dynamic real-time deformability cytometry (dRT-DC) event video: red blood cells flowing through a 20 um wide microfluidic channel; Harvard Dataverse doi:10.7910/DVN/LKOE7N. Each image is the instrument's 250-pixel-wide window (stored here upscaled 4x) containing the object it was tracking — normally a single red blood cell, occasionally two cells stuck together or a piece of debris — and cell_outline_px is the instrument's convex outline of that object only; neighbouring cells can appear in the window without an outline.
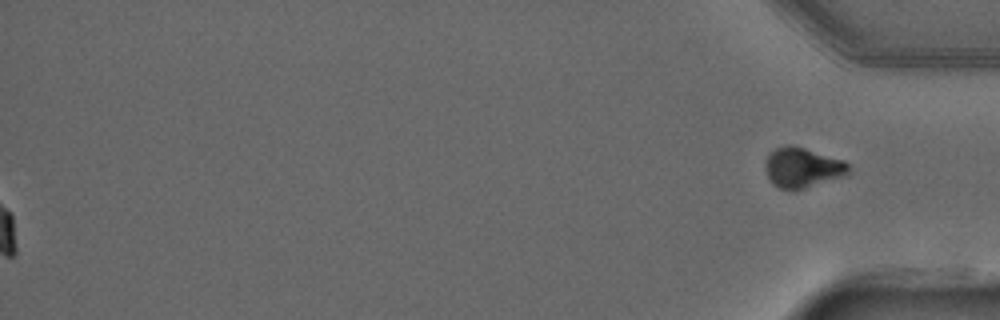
{"species": "common noctule bat (a hibernating species)", "species_latin": "Nyctalus noctula", "temperature_condition": "warm", "stored_images_in_passage": 52, "segment_of_instrument_passage": [2, 2], "camera_frame_rate_fps": 3000, "um_per_image_px": 0.085, "animal": {"sex": "male", "forearm_length_mm": 52.5}, "frame": {"image": 1, "passage_image": 52, "time_ms": 17.0, "image_size_px": [1000, 320], "cell_outline_px": [[852, 172], [848, 176], [804, 188], [780, 188], [772, 184], [768, 180], [764, 168], [768, 156], [776, 148], [788, 144], [792, 144], [844, 160], [852, 168]], "centroid_in_image_um": [68.26, 14.24], "position_along_channel_um": 366.9, "area_um2": 19.65}}